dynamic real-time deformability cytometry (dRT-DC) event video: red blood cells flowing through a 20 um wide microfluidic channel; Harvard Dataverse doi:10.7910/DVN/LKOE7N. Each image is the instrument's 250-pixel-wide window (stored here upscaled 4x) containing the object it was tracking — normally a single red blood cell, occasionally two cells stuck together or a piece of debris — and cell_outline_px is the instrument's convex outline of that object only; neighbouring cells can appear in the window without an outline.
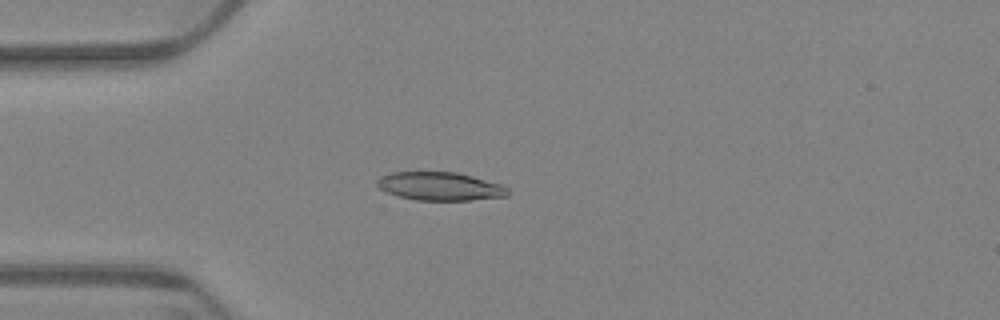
{"species": "Egyptian fruit bat (a non-hibernating species)", "species_latin": "Rousettus aegyptiacus", "temperature_condition": "warm", "stored_images_in_passage": 61, "camera_frame_rate_fps": 3000, "um_per_image_px": 0.085, "animal": {"sex": "female"}, "frame": {"image": 1, "passage_image": 17, "time_ms": 5.333, "image_size_px": [1000, 320], "cell_outline_px": [[508, 196], [472, 200], [416, 200], [400, 196], [388, 192], [380, 188], [376, 184], [376, 180], [380, 176], [388, 172], [456, 172], [472, 176], [500, 184], [508, 188]], "centroid_in_image_um": [37.38, 15.83], "position_along_channel_um": 47.6, "area_um2": 21.5}}
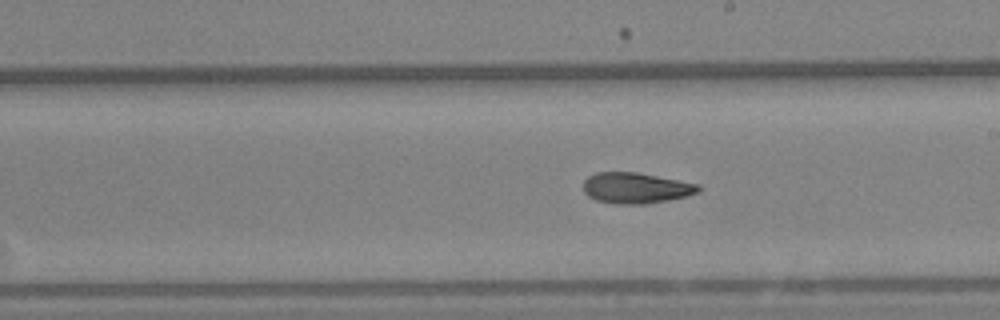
{"frame": {"image": 2, "passage_image": 35, "time_ms": 11.333, "image_size_px": [1000, 320], "cell_outline_px": [[700, 192], [688, 196], [648, 204], [616, 204], [596, 200], [588, 196], [584, 192], [584, 180], [588, 176], [596, 172], [636, 172], [700, 184]], "centroid_in_image_um": [54.06, 15.98], "position_along_channel_um": 234.9, "area_um2": 20.81}}
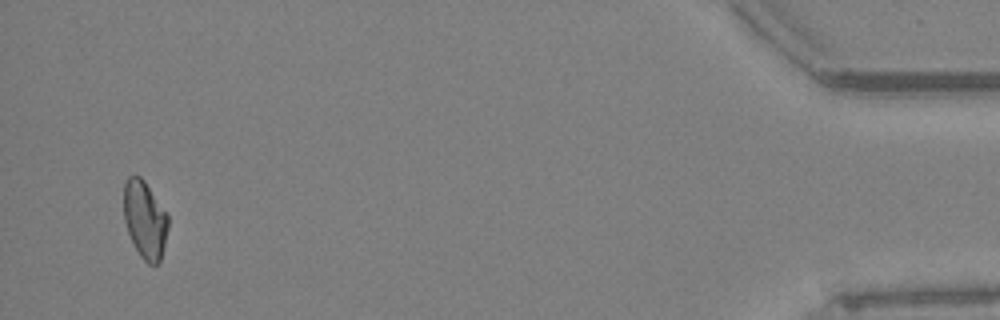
{"frame": {"image": 3, "passage_image": 59, "time_ms": 19.333, "image_size_px": [1000, 320], "cell_outline_px": [[168, 228], [160, 260], [156, 264], [148, 264], [140, 256], [128, 232], [124, 220], [124, 184], [128, 176], [140, 176], [144, 180], [168, 216]], "centroid_in_image_um": [12.3, 18.66], "position_along_channel_um": 422.9, "area_um2": 19.71}, "authors_computed_cell_mechanics": {"area_um2": 21.0392, "velocity_mm_per_s": 3.3721, "shape_relaxation_time_tau1_ms": null, "shape_relaxation_time_tau2_ms": 5.9784, "deformation_change_tau1": null, "deformation_change_tau2": 0.12}}